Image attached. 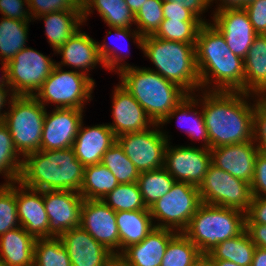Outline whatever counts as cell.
<instances>
[{"instance_id":"obj_33","label":"cell","mask_w":266,"mask_h":266,"mask_svg":"<svg viewBox=\"0 0 266 266\" xmlns=\"http://www.w3.org/2000/svg\"><path fill=\"white\" fill-rule=\"evenodd\" d=\"M29 22L2 17L0 20V58L10 62L27 45Z\"/></svg>"},{"instance_id":"obj_40","label":"cell","mask_w":266,"mask_h":266,"mask_svg":"<svg viewBox=\"0 0 266 266\" xmlns=\"http://www.w3.org/2000/svg\"><path fill=\"white\" fill-rule=\"evenodd\" d=\"M110 29L114 31L115 34L113 35L114 36L116 35V37H118L119 39L121 37L122 40H129L130 38L133 37L134 43L136 41V45L138 44L140 49H142L143 37L138 32V30L134 31L133 29V32H131L130 28H117V27H114V28L110 27ZM112 30L107 32V35L108 34L110 35L109 37L112 36V32H111ZM98 51H99L101 60L103 62V66L107 70L109 69L110 71H115V72L118 71L117 73H119L123 69L130 67L129 64L121 63L124 60L123 57L125 58L126 56L124 55L121 56L120 53L118 52V49L116 47L114 49L113 45L111 48L110 46H108V44H105L104 42L103 44H100L98 42ZM115 69H117V71Z\"/></svg>"},{"instance_id":"obj_30","label":"cell","mask_w":266,"mask_h":266,"mask_svg":"<svg viewBox=\"0 0 266 266\" xmlns=\"http://www.w3.org/2000/svg\"><path fill=\"white\" fill-rule=\"evenodd\" d=\"M81 5L84 23L93 10L111 28H130L135 23V15L125 0H84Z\"/></svg>"},{"instance_id":"obj_46","label":"cell","mask_w":266,"mask_h":266,"mask_svg":"<svg viewBox=\"0 0 266 266\" xmlns=\"http://www.w3.org/2000/svg\"><path fill=\"white\" fill-rule=\"evenodd\" d=\"M254 31L258 35L266 34V0H256L244 7Z\"/></svg>"},{"instance_id":"obj_23","label":"cell","mask_w":266,"mask_h":266,"mask_svg":"<svg viewBox=\"0 0 266 266\" xmlns=\"http://www.w3.org/2000/svg\"><path fill=\"white\" fill-rule=\"evenodd\" d=\"M177 232L155 228L138 244L127 247L119 257L128 266H160L167 244Z\"/></svg>"},{"instance_id":"obj_18","label":"cell","mask_w":266,"mask_h":266,"mask_svg":"<svg viewBox=\"0 0 266 266\" xmlns=\"http://www.w3.org/2000/svg\"><path fill=\"white\" fill-rule=\"evenodd\" d=\"M258 153L259 149L253 140L210 148L211 163L214 166L249 184L254 177Z\"/></svg>"},{"instance_id":"obj_22","label":"cell","mask_w":266,"mask_h":266,"mask_svg":"<svg viewBox=\"0 0 266 266\" xmlns=\"http://www.w3.org/2000/svg\"><path fill=\"white\" fill-rule=\"evenodd\" d=\"M83 125L82 121L72 146L76 158L84 166L100 164L104 153L117 142V137L107 124Z\"/></svg>"},{"instance_id":"obj_13","label":"cell","mask_w":266,"mask_h":266,"mask_svg":"<svg viewBox=\"0 0 266 266\" xmlns=\"http://www.w3.org/2000/svg\"><path fill=\"white\" fill-rule=\"evenodd\" d=\"M168 142L164 152V168L176 180L199 187L211 164L210 149L175 146ZM170 146V147H169Z\"/></svg>"},{"instance_id":"obj_50","label":"cell","mask_w":266,"mask_h":266,"mask_svg":"<svg viewBox=\"0 0 266 266\" xmlns=\"http://www.w3.org/2000/svg\"><path fill=\"white\" fill-rule=\"evenodd\" d=\"M245 224L266 225V197L252 196L249 209L245 213Z\"/></svg>"},{"instance_id":"obj_29","label":"cell","mask_w":266,"mask_h":266,"mask_svg":"<svg viewBox=\"0 0 266 266\" xmlns=\"http://www.w3.org/2000/svg\"><path fill=\"white\" fill-rule=\"evenodd\" d=\"M199 99H196L192 94H188L159 124L162 125L168 123L172 118L177 117L179 127L183 129L187 124V130L185 132L189 137L195 140H202L204 143L202 147L210 149V140L208 137L207 128L205 125L202 112L194 111V107L198 106ZM198 115V116H197ZM184 125V126H183Z\"/></svg>"},{"instance_id":"obj_59","label":"cell","mask_w":266,"mask_h":266,"mask_svg":"<svg viewBox=\"0 0 266 266\" xmlns=\"http://www.w3.org/2000/svg\"><path fill=\"white\" fill-rule=\"evenodd\" d=\"M107 266H128L119 256H115Z\"/></svg>"},{"instance_id":"obj_41","label":"cell","mask_w":266,"mask_h":266,"mask_svg":"<svg viewBox=\"0 0 266 266\" xmlns=\"http://www.w3.org/2000/svg\"><path fill=\"white\" fill-rule=\"evenodd\" d=\"M203 24L202 21L164 19L153 36L168 41L196 44L198 31Z\"/></svg>"},{"instance_id":"obj_47","label":"cell","mask_w":266,"mask_h":266,"mask_svg":"<svg viewBox=\"0 0 266 266\" xmlns=\"http://www.w3.org/2000/svg\"><path fill=\"white\" fill-rule=\"evenodd\" d=\"M254 177L250 184L252 196L266 197V155L259 151L255 159Z\"/></svg>"},{"instance_id":"obj_56","label":"cell","mask_w":266,"mask_h":266,"mask_svg":"<svg viewBox=\"0 0 266 266\" xmlns=\"http://www.w3.org/2000/svg\"><path fill=\"white\" fill-rule=\"evenodd\" d=\"M192 266H215L213 259L208 254H201Z\"/></svg>"},{"instance_id":"obj_3","label":"cell","mask_w":266,"mask_h":266,"mask_svg":"<svg viewBox=\"0 0 266 266\" xmlns=\"http://www.w3.org/2000/svg\"><path fill=\"white\" fill-rule=\"evenodd\" d=\"M23 159L19 181L34 190H70L78 192L84 180L85 166L73 148L39 150Z\"/></svg>"},{"instance_id":"obj_32","label":"cell","mask_w":266,"mask_h":266,"mask_svg":"<svg viewBox=\"0 0 266 266\" xmlns=\"http://www.w3.org/2000/svg\"><path fill=\"white\" fill-rule=\"evenodd\" d=\"M119 185L116 177L104 165L94 164L84 168V180L79 191L83 199L102 200Z\"/></svg>"},{"instance_id":"obj_63","label":"cell","mask_w":266,"mask_h":266,"mask_svg":"<svg viewBox=\"0 0 266 266\" xmlns=\"http://www.w3.org/2000/svg\"><path fill=\"white\" fill-rule=\"evenodd\" d=\"M77 1H78L80 4H82L84 0H77Z\"/></svg>"},{"instance_id":"obj_5","label":"cell","mask_w":266,"mask_h":266,"mask_svg":"<svg viewBox=\"0 0 266 266\" xmlns=\"http://www.w3.org/2000/svg\"><path fill=\"white\" fill-rule=\"evenodd\" d=\"M141 50L157 69L150 70L175 83L187 94L194 95L196 88L200 91L195 44L168 41L152 35L143 37Z\"/></svg>"},{"instance_id":"obj_39","label":"cell","mask_w":266,"mask_h":266,"mask_svg":"<svg viewBox=\"0 0 266 266\" xmlns=\"http://www.w3.org/2000/svg\"><path fill=\"white\" fill-rule=\"evenodd\" d=\"M102 201L115 212L149 210L143 202L137 182L119 184Z\"/></svg>"},{"instance_id":"obj_52","label":"cell","mask_w":266,"mask_h":266,"mask_svg":"<svg viewBox=\"0 0 266 266\" xmlns=\"http://www.w3.org/2000/svg\"><path fill=\"white\" fill-rule=\"evenodd\" d=\"M162 1H170V2H178L179 4L183 3L184 8H187L191 12H193L203 23H208L202 19L200 16L205 12L210 6L209 0H162Z\"/></svg>"},{"instance_id":"obj_54","label":"cell","mask_w":266,"mask_h":266,"mask_svg":"<svg viewBox=\"0 0 266 266\" xmlns=\"http://www.w3.org/2000/svg\"><path fill=\"white\" fill-rule=\"evenodd\" d=\"M214 0H209V4L213 3ZM220 4L215 10V12H219L224 9H236L242 8V0H219Z\"/></svg>"},{"instance_id":"obj_1","label":"cell","mask_w":266,"mask_h":266,"mask_svg":"<svg viewBox=\"0 0 266 266\" xmlns=\"http://www.w3.org/2000/svg\"><path fill=\"white\" fill-rule=\"evenodd\" d=\"M202 109L210 140V148L253 140V114L262 97L257 95L254 104L247 99L250 93L240 91L202 92Z\"/></svg>"},{"instance_id":"obj_61","label":"cell","mask_w":266,"mask_h":266,"mask_svg":"<svg viewBox=\"0 0 266 266\" xmlns=\"http://www.w3.org/2000/svg\"><path fill=\"white\" fill-rule=\"evenodd\" d=\"M256 0H242V8L246 7L248 4Z\"/></svg>"},{"instance_id":"obj_15","label":"cell","mask_w":266,"mask_h":266,"mask_svg":"<svg viewBox=\"0 0 266 266\" xmlns=\"http://www.w3.org/2000/svg\"><path fill=\"white\" fill-rule=\"evenodd\" d=\"M80 226L115 256L120 255L116 212L102 200L84 199Z\"/></svg>"},{"instance_id":"obj_31","label":"cell","mask_w":266,"mask_h":266,"mask_svg":"<svg viewBox=\"0 0 266 266\" xmlns=\"http://www.w3.org/2000/svg\"><path fill=\"white\" fill-rule=\"evenodd\" d=\"M255 249V244L244 230L238 236L219 242L208 255L213 260H228L240 266H251Z\"/></svg>"},{"instance_id":"obj_58","label":"cell","mask_w":266,"mask_h":266,"mask_svg":"<svg viewBox=\"0 0 266 266\" xmlns=\"http://www.w3.org/2000/svg\"><path fill=\"white\" fill-rule=\"evenodd\" d=\"M2 68L0 70H2L3 75L0 78V85L2 86H9V78H8V66L7 63L2 62Z\"/></svg>"},{"instance_id":"obj_12","label":"cell","mask_w":266,"mask_h":266,"mask_svg":"<svg viewBox=\"0 0 266 266\" xmlns=\"http://www.w3.org/2000/svg\"><path fill=\"white\" fill-rule=\"evenodd\" d=\"M156 127L160 128V125L154 124L153 129L125 133L117 137V142L139 173L164 166V152L169 139L166 132Z\"/></svg>"},{"instance_id":"obj_19","label":"cell","mask_w":266,"mask_h":266,"mask_svg":"<svg viewBox=\"0 0 266 266\" xmlns=\"http://www.w3.org/2000/svg\"><path fill=\"white\" fill-rule=\"evenodd\" d=\"M113 93V124L107 125L116 137L125 133L141 132L154 125L144 108L121 84L115 87Z\"/></svg>"},{"instance_id":"obj_34","label":"cell","mask_w":266,"mask_h":266,"mask_svg":"<svg viewBox=\"0 0 266 266\" xmlns=\"http://www.w3.org/2000/svg\"><path fill=\"white\" fill-rule=\"evenodd\" d=\"M175 182L164 167L140 172L137 184L145 206L149 209L170 191Z\"/></svg>"},{"instance_id":"obj_21","label":"cell","mask_w":266,"mask_h":266,"mask_svg":"<svg viewBox=\"0 0 266 266\" xmlns=\"http://www.w3.org/2000/svg\"><path fill=\"white\" fill-rule=\"evenodd\" d=\"M16 203L20 226L35 239L49 238V219L45 210L43 191L17 182Z\"/></svg>"},{"instance_id":"obj_44","label":"cell","mask_w":266,"mask_h":266,"mask_svg":"<svg viewBox=\"0 0 266 266\" xmlns=\"http://www.w3.org/2000/svg\"><path fill=\"white\" fill-rule=\"evenodd\" d=\"M27 7L31 18L55 11L82 10V5L77 0H28Z\"/></svg>"},{"instance_id":"obj_43","label":"cell","mask_w":266,"mask_h":266,"mask_svg":"<svg viewBox=\"0 0 266 266\" xmlns=\"http://www.w3.org/2000/svg\"><path fill=\"white\" fill-rule=\"evenodd\" d=\"M162 0H147L135 14V24L142 37L154 35L164 20Z\"/></svg>"},{"instance_id":"obj_35","label":"cell","mask_w":266,"mask_h":266,"mask_svg":"<svg viewBox=\"0 0 266 266\" xmlns=\"http://www.w3.org/2000/svg\"><path fill=\"white\" fill-rule=\"evenodd\" d=\"M15 149L9 129L0 122V174L4 175L6 180L3 184H11L19 181L23 159Z\"/></svg>"},{"instance_id":"obj_53","label":"cell","mask_w":266,"mask_h":266,"mask_svg":"<svg viewBox=\"0 0 266 266\" xmlns=\"http://www.w3.org/2000/svg\"><path fill=\"white\" fill-rule=\"evenodd\" d=\"M6 87V88H5ZM8 88V90H7ZM10 91V93H9ZM11 96L8 100L7 96ZM15 95L13 94L12 90L10 89V86H2L0 85V122L4 120V116L7 113L6 111L3 113H1V110L3 109V107L5 106L6 102L9 101V103L11 102L12 98ZM7 97V99H6Z\"/></svg>"},{"instance_id":"obj_2","label":"cell","mask_w":266,"mask_h":266,"mask_svg":"<svg viewBox=\"0 0 266 266\" xmlns=\"http://www.w3.org/2000/svg\"><path fill=\"white\" fill-rule=\"evenodd\" d=\"M195 51L201 91L205 88L244 92V61L231 52L223 35L211 23L200 27Z\"/></svg>"},{"instance_id":"obj_49","label":"cell","mask_w":266,"mask_h":266,"mask_svg":"<svg viewBox=\"0 0 266 266\" xmlns=\"http://www.w3.org/2000/svg\"><path fill=\"white\" fill-rule=\"evenodd\" d=\"M164 19L181 21H201L193 12L184 8V4L178 2L163 1Z\"/></svg>"},{"instance_id":"obj_4","label":"cell","mask_w":266,"mask_h":266,"mask_svg":"<svg viewBox=\"0 0 266 266\" xmlns=\"http://www.w3.org/2000/svg\"><path fill=\"white\" fill-rule=\"evenodd\" d=\"M121 85L144 108L154 124L165 117L188 95L175 83L150 68L130 66L119 72Z\"/></svg>"},{"instance_id":"obj_8","label":"cell","mask_w":266,"mask_h":266,"mask_svg":"<svg viewBox=\"0 0 266 266\" xmlns=\"http://www.w3.org/2000/svg\"><path fill=\"white\" fill-rule=\"evenodd\" d=\"M95 81L77 70L63 71L54 66L49 77L44 81L34 97L44 106L56 104L55 108L84 109V103L91 100Z\"/></svg>"},{"instance_id":"obj_51","label":"cell","mask_w":266,"mask_h":266,"mask_svg":"<svg viewBox=\"0 0 266 266\" xmlns=\"http://www.w3.org/2000/svg\"><path fill=\"white\" fill-rule=\"evenodd\" d=\"M245 230L256 247L266 249V225L245 224Z\"/></svg>"},{"instance_id":"obj_27","label":"cell","mask_w":266,"mask_h":266,"mask_svg":"<svg viewBox=\"0 0 266 266\" xmlns=\"http://www.w3.org/2000/svg\"><path fill=\"white\" fill-rule=\"evenodd\" d=\"M116 221L120 240V254L129 246L138 244L154 230L150 210L118 211Z\"/></svg>"},{"instance_id":"obj_48","label":"cell","mask_w":266,"mask_h":266,"mask_svg":"<svg viewBox=\"0 0 266 266\" xmlns=\"http://www.w3.org/2000/svg\"><path fill=\"white\" fill-rule=\"evenodd\" d=\"M25 3L28 4V0H0V13L5 18L31 22L29 9L23 7Z\"/></svg>"},{"instance_id":"obj_55","label":"cell","mask_w":266,"mask_h":266,"mask_svg":"<svg viewBox=\"0 0 266 266\" xmlns=\"http://www.w3.org/2000/svg\"><path fill=\"white\" fill-rule=\"evenodd\" d=\"M251 266H266V249L256 247Z\"/></svg>"},{"instance_id":"obj_10","label":"cell","mask_w":266,"mask_h":266,"mask_svg":"<svg viewBox=\"0 0 266 266\" xmlns=\"http://www.w3.org/2000/svg\"><path fill=\"white\" fill-rule=\"evenodd\" d=\"M198 190L202 203L234 208L244 213L248 211L252 198L249 183L233 177L212 163Z\"/></svg>"},{"instance_id":"obj_16","label":"cell","mask_w":266,"mask_h":266,"mask_svg":"<svg viewBox=\"0 0 266 266\" xmlns=\"http://www.w3.org/2000/svg\"><path fill=\"white\" fill-rule=\"evenodd\" d=\"M83 121V110L55 108L45 112L40 150L68 149L73 146Z\"/></svg>"},{"instance_id":"obj_42","label":"cell","mask_w":266,"mask_h":266,"mask_svg":"<svg viewBox=\"0 0 266 266\" xmlns=\"http://www.w3.org/2000/svg\"><path fill=\"white\" fill-rule=\"evenodd\" d=\"M16 184L17 182L0 185V236L20 226L17 214Z\"/></svg>"},{"instance_id":"obj_14","label":"cell","mask_w":266,"mask_h":266,"mask_svg":"<svg viewBox=\"0 0 266 266\" xmlns=\"http://www.w3.org/2000/svg\"><path fill=\"white\" fill-rule=\"evenodd\" d=\"M49 219V238H60L69 229L80 226L83 198L70 190L43 191Z\"/></svg>"},{"instance_id":"obj_36","label":"cell","mask_w":266,"mask_h":266,"mask_svg":"<svg viewBox=\"0 0 266 266\" xmlns=\"http://www.w3.org/2000/svg\"><path fill=\"white\" fill-rule=\"evenodd\" d=\"M200 255V250L182 232H177L167 244L160 266H192Z\"/></svg>"},{"instance_id":"obj_45","label":"cell","mask_w":266,"mask_h":266,"mask_svg":"<svg viewBox=\"0 0 266 266\" xmlns=\"http://www.w3.org/2000/svg\"><path fill=\"white\" fill-rule=\"evenodd\" d=\"M253 142L266 155V103L261 99L255 105L253 114Z\"/></svg>"},{"instance_id":"obj_6","label":"cell","mask_w":266,"mask_h":266,"mask_svg":"<svg viewBox=\"0 0 266 266\" xmlns=\"http://www.w3.org/2000/svg\"><path fill=\"white\" fill-rule=\"evenodd\" d=\"M244 230V212L202 203L182 233L201 254H208L219 242L238 236Z\"/></svg>"},{"instance_id":"obj_7","label":"cell","mask_w":266,"mask_h":266,"mask_svg":"<svg viewBox=\"0 0 266 266\" xmlns=\"http://www.w3.org/2000/svg\"><path fill=\"white\" fill-rule=\"evenodd\" d=\"M2 121L24 158L40 150L46 108L34 96H14Z\"/></svg>"},{"instance_id":"obj_26","label":"cell","mask_w":266,"mask_h":266,"mask_svg":"<svg viewBox=\"0 0 266 266\" xmlns=\"http://www.w3.org/2000/svg\"><path fill=\"white\" fill-rule=\"evenodd\" d=\"M243 61L244 93L262 97L266 93V34L255 37Z\"/></svg>"},{"instance_id":"obj_64","label":"cell","mask_w":266,"mask_h":266,"mask_svg":"<svg viewBox=\"0 0 266 266\" xmlns=\"http://www.w3.org/2000/svg\"><path fill=\"white\" fill-rule=\"evenodd\" d=\"M0 266H6V265L0 261Z\"/></svg>"},{"instance_id":"obj_28","label":"cell","mask_w":266,"mask_h":266,"mask_svg":"<svg viewBox=\"0 0 266 266\" xmlns=\"http://www.w3.org/2000/svg\"><path fill=\"white\" fill-rule=\"evenodd\" d=\"M44 18L45 34L54 51H57L84 22L82 10L55 11L40 15L37 19Z\"/></svg>"},{"instance_id":"obj_60","label":"cell","mask_w":266,"mask_h":266,"mask_svg":"<svg viewBox=\"0 0 266 266\" xmlns=\"http://www.w3.org/2000/svg\"><path fill=\"white\" fill-rule=\"evenodd\" d=\"M215 266H240L232 261L228 260H213Z\"/></svg>"},{"instance_id":"obj_9","label":"cell","mask_w":266,"mask_h":266,"mask_svg":"<svg viewBox=\"0 0 266 266\" xmlns=\"http://www.w3.org/2000/svg\"><path fill=\"white\" fill-rule=\"evenodd\" d=\"M202 204L197 186L186 182H175L170 191L152 205L151 217L160 221L156 228L183 232L190 219Z\"/></svg>"},{"instance_id":"obj_38","label":"cell","mask_w":266,"mask_h":266,"mask_svg":"<svg viewBox=\"0 0 266 266\" xmlns=\"http://www.w3.org/2000/svg\"><path fill=\"white\" fill-rule=\"evenodd\" d=\"M33 266H71L62 240L54 237L36 239Z\"/></svg>"},{"instance_id":"obj_57","label":"cell","mask_w":266,"mask_h":266,"mask_svg":"<svg viewBox=\"0 0 266 266\" xmlns=\"http://www.w3.org/2000/svg\"><path fill=\"white\" fill-rule=\"evenodd\" d=\"M147 0H125L130 10L135 15Z\"/></svg>"},{"instance_id":"obj_20","label":"cell","mask_w":266,"mask_h":266,"mask_svg":"<svg viewBox=\"0 0 266 266\" xmlns=\"http://www.w3.org/2000/svg\"><path fill=\"white\" fill-rule=\"evenodd\" d=\"M60 239L67 249L71 266H107L115 257L81 226L69 229Z\"/></svg>"},{"instance_id":"obj_37","label":"cell","mask_w":266,"mask_h":266,"mask_svg":"<svg viewBox=\"0 0 266 266\" xmlns=\"http://www.w3.org/2000/svg\"><path fill=\"white\" fill-rule=\"evenodd\" d=\"M101 164L110 170L119 184L135 183L139 178V171L118 142L104 153Z\"/></svg>"},{"instance_id":"obj_62","label":"cell","mask_w":266,"mask_h":266,"mask_svg":"<svg viewBox=\"0 0 266 266\" xmlns=\"http://www.w3.org/2000/svg\"><path fill=\"white\" fill-rule=\"evenodd\" d=\"M262 100L266 103V93L262 96Z\"/></svg>"},{"instance_id":"obj_25","label":"cell","mask_w":266,"mask_h":266,"mask_svg":"<svg viewBox=\"0 0 266 266\" xmlns=\"http://www.w3.org/2000/svg\"><path fill=\"white\" fill-rule=\"evenodd\" d=\"M36 239L22 226L0 236V261L6 266H33Z\"/></svg>"},{"instance_id":"obj_24","label":"cell","mask_w":266,"mask_h":266,"mask_svg":"<svg viewBox=\"0 0 266 266\" xmlns=\"http://www.w3.org/2000/svg\"><path fill=\"white\" fill-rule=\"evenodd\" d=\"M56 53L62 55V61L56 63L59 67L66 65L74 67V69H80L79 72L85 75H88L87 72L95 68L98 63L104 68L98 51V42L79 30Z\"/></svg>"},{"instance_id":"obj_11","label":"cell","mask_w":266,"mask_h":266,"mask_svg":"<svg viewBox=\"0 0 266 266\" xmlns=\"http://www.w3.org/2000/svg\"><path fill=\"white\" fill-rule=\"evenodd\" d=\"M56 61L25 47L7 63L9 86L15 96H34L51 74ZM35 91V92H34Z\"/></svg>"},{"instance_id":"obj_17","label":"cell","mask_w":266,"mask_h":266,"mask_svg":"<svg viewBox=\"0 0 266 266\" xmlns=\"http://www.w3.org/2000/svg\"><path fill=\"white\" fill-rule=\"evenodd\" d=\"M211 23L224 37L231 52L244 59L258 35L244 8L224 9L213 12Z\"/></svg>"}]
</instances>
